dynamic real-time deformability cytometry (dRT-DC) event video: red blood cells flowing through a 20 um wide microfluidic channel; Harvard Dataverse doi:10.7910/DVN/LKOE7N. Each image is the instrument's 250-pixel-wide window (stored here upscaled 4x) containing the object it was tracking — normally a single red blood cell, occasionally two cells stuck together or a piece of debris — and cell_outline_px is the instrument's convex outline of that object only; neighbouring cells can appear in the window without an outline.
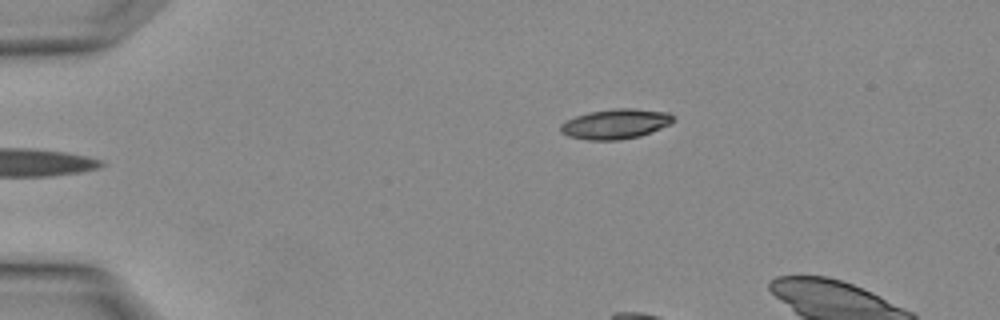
{"species": "Egyptian fruit bat (a non-hibernating species)", "species_latin": "Rousettus aegyptiacus", "temperature_condition": "warm", "stored_images_in_passage": 4, "camera_frame_rate_fps": 3000, "um_per_image_px": 0.085, "animal": {"sex": "female"}, "frame": {"image": 1, "passage_image": 4, "time_ms": 1.0, "image_size_px": [1000, 320], "cell_outline_px": [[676, 120], [672, 124], [640, 136], [620, 140], [588, 140], [568, 136], [560, 132], [560, 124], [576, 116], [588, 112], [612, 108], [632, 108], [668, 112]], "centroid_in_image_um": [52.34, 10.53], "position_along_channel_um": 32.7, "area_um2": 19.83}}